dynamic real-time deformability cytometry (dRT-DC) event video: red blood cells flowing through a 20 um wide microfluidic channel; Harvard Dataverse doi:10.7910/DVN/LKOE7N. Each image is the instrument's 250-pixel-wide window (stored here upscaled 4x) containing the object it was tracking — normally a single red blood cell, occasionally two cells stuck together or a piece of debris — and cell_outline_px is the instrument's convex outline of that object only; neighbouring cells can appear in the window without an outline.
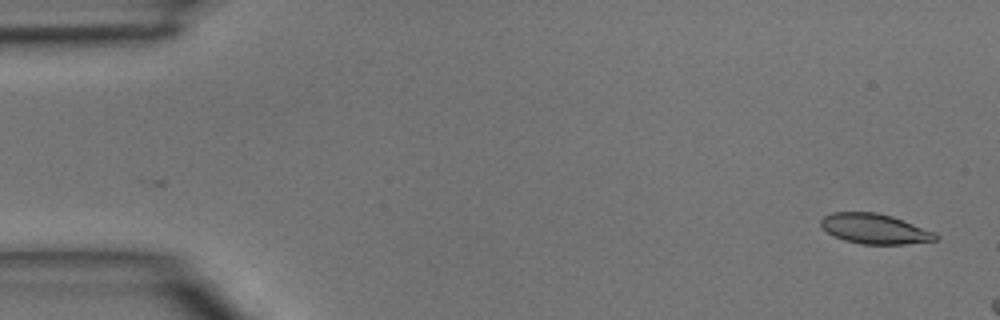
{"species": "common noctule bat (a hibernating species)", "species_latin": "Nyctalus noctula", "temperature_condition": "room temperature", "stored_images_in_passage": 6, "camera_frame_rate_fps": 3000, "um_per_image_px": 0.085, "animal": {"sex": "male", "body_mass_g": 15.6}, "frame": {"image": 1, "passage_image": 1, "time_ms": 0.0, "image_size_px": [1000, 320], "cell_outline_px": [[940, 236], [936, 240], [904, 244], [860, 244], [844, 240], [828, 232], [820, 224], [820, 220], [824, 216], [832, 212], [876, 212], [892, 216], [936, 232]], "centroid_in_image_um": [74.37, 19.44], "position_along_channel_um": 10.6, "area_um2": 20.06}}